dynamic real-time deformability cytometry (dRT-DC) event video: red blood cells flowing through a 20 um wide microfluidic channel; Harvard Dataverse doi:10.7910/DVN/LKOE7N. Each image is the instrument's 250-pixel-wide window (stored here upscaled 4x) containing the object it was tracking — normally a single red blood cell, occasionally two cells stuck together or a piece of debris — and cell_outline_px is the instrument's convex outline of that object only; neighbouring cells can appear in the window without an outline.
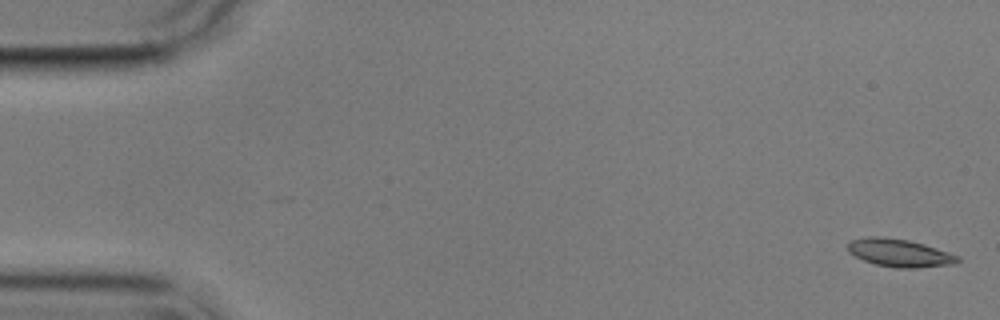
{"species": "common noctule bat (a hibernating species)", "species_latin": "Nyctalus noctula", "temperature_condition": "cold", "stored_images_in_passage": 5, "camera_frame_rate_fps": 3000, "um_per_image_px": 0.085, "animal": {"sex": "male", "body_mass_g": 17.9}, "frame": {"image": 1, "passage_image": 1, "time_ms": 0.0, "image_size_px": [1000, 320], "cell_outline_px": [[960, 260], [956, 264], [916, 268], [896, 268], [876, 264], [864, 260], [848, 252], [848, 240], [868, 236], [880, 236], [908, 240], [924, 244], [960, 256]], "centroid_in_image_um": [76.46, 21.49], "position_along_channel_um": 8.5, "area_um2": 17.92}}
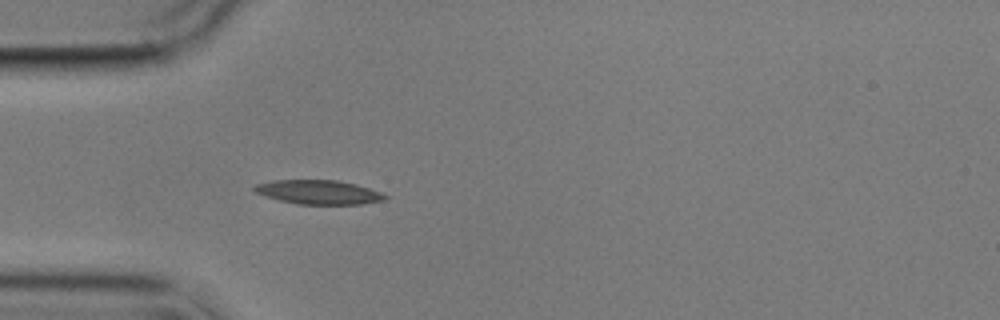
{"frame": {"image": 2, "passage_image": 5, "time_ms": 5.0, "image_size_px": [1000, 320], "cell_outline_px": [[388, 196], [384, 200], [360, 204], [296, 204], [264, 196], [256, 192], [252, 188], [256, 184], [272, 180], [336, 180], [356, 184], [380, 192]], "centroid_in_image_um": [27.05, 16.33], "position_along_channel_um": 57.9, "area_um2": 18.26}}